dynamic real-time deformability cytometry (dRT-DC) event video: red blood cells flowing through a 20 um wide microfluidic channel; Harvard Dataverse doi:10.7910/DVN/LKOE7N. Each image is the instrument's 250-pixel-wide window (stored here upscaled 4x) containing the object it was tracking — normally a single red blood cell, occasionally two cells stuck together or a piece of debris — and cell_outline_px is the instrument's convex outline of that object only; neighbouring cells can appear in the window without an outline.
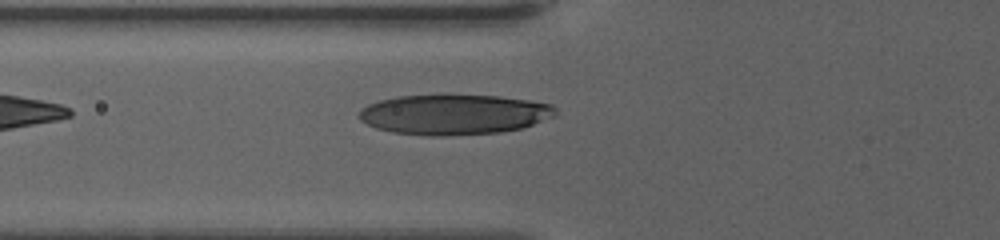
{"species": "human", "species_latin": "Homo sapiens", "temperature_condition": "warm", "stored_images_in_passage": 17, "camera_frame_rate_fps": 3000, "um_per_image_px": 0.085, "donor": {"sex": "female"}, "frame": {"image": 1, "passage_image": 17, "time_ms": 5.333, "image_size_px": [1000, 240], "cell_outline_px": [[556, 116], [524, 128], [500, 132], [440, 136], [424, 136], [392, 132], [376, 128], [360, 120], [360, 108], [368, 104], [380, 100], [400, 96], [500, 96], [528, 100], [552, 104], [556, 108]], "centroid_in_image_um": [38.62, 9.75], "position_along_channel_um": 87.2, "area_um2": 45.84}}